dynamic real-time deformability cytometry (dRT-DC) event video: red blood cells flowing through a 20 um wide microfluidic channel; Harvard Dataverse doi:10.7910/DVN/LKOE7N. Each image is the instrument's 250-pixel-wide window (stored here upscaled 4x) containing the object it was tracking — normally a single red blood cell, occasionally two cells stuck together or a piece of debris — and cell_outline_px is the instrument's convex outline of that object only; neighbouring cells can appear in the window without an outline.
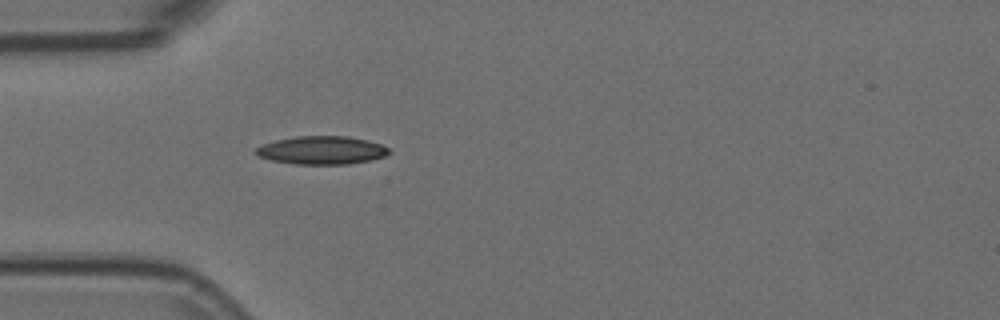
{"species": "Egyptian fruit bat (a non-hibernating species)", "species_latin": "Rousettus aegyptiacus", "temperature_condition": "room temperature", "stored_images_in_passage": 1, "camera_frame_rate_fps": 3000, "um_per_image_px": 0.085, "animal": {"sex": "female"}, "frame": {"image": 1, "passage_image": 1, "time_ms": 0.0, "image_size_px": [1000, 320], "cell_outline_px": [[392, 152], [384, 156], [372, 160], [348, 164], [296, 164], [272, 160], [256, 156], [252, 152], [256, 148], [264, 144], [276, 140], [296, 136], [348, 136], [368, 140], [380, 144], [388, 148]], "centroid_in_image_um": [27.34, 12.77], "position_along_channel_um": 57.7, "area_um2": 21.96}}